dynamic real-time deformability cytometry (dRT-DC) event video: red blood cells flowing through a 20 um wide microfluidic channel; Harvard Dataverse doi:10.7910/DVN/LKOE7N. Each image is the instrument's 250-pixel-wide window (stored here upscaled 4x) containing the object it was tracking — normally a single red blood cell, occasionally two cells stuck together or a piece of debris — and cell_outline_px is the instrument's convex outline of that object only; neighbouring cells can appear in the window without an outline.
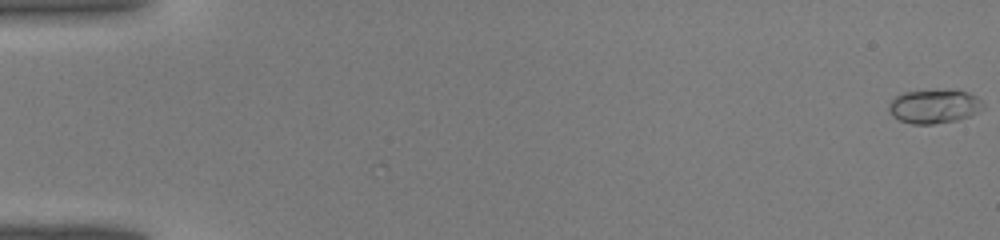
{"species": "common noctule bat (a hibernating species)", "species_latin": "Nyctalus noctula", "temperature_condition": "warm", "stored_images_in_passage": 44, "camera_frame_rate_fps": 3000, "um_per_image_px": 0.085, "animal": {"sex": "male", "body_mass_g": 19.0, "forearm_length_mm": 50.8}, "frame": {"image": 1, "passage_image": 1, "time_ms": 0.0, "image_size_px": [1000, 240], "cell_outline_px": [[984, 108], [968, 116], [956, 120], [932, 124], [912, 124], [900, 120], [892, 116], [888, 108], [888, 104], [896, 96], [904, 92], [968, 92], [976, 96], [984, 104]], "centroid_in_image_um": [79.37, 9.08], "position_along_channel_um": 5.6, "area_um2": 17.92}}
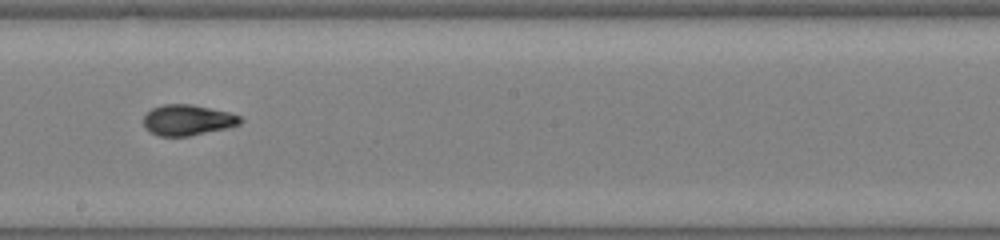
{"frame": {"image": 2, "passage_image": 26, "time_ms": 8.333, "image_size_px": [1000, 240], "cell_outline_px": [[244, 120], [240, 124], [228, 128], [188, 136], [160, 136], [144, 128], [144, 116], [152, 108], [164, 104], [192, 104], [228, 112], [240, 116]], "centroid_in_image_um": [15.96, 10.2], "position_along_channel_um": 232.2, "area_um2": 17.28}}
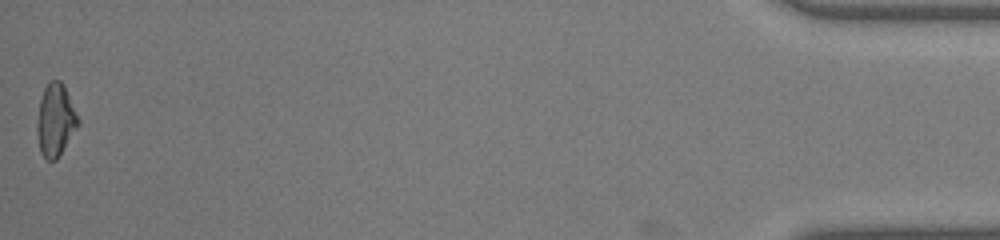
{"frame": {"image": 3, "passage_image": 44, "time_ms": 14.333, "image_size_px": [1000, 240], "cell_outline_px": [[80, 124], [56, 160], [48, 160], [40, 152], [36, 132], [36, 124], [40, 100], [44, 88], [48, 80], [60, 80], [64, 84], [80, 120]], "centroid_in_image_um": [4.72, 10.19], "position_along_channel_um": 430.5, "area_um2": 17.51}}